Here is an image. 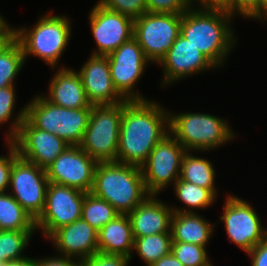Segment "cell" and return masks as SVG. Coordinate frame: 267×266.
I'll use <instances>...</instances> for the list:
<instances>
[{"label": "cell", "mask_w": 267, "mask_h": 266, "mask_svg": "<svg viewBox=\"0 0 267 266\" xmlns=\"http://www.w3.org/2000/svg\"><path fill=\"white\" fill-rule=\"evenodd\" d=\"M49 11L40 15L33 27H13L14 38L20 43L25 62L29 56L43 60L51 68H59V61L71 40V19Z\"/></svg>", "instance_id": "4"}, {"label": "cell", "mask_w": 267, "mask_h": 266, "mask_svg": "<svg viewBox=\"0 0 267 266\" xmlns=\"http://www.w3.org/2000/svg\"><path fill=\"white\" fill-rule=\"evenodd\" d=\"M229 0H193L194 5L222 8ZM196 3V4H195Z\"/></svg>", "instance_id": "42"}, {"label": "cell", "mask_w": 267, "mask_h": 266, "mask_svg": "<svg viewBox=\"0 0 267 266\" xmlns=\"http://www.w3.org/2000/svg\"><path fill=\"white\" fill-rule=\"evenodd\" d=\"M98 251L104 254L123 255L132 259L134 237L127 214H119L97 233Z\"/></svg>", "instance_id": "22"}, {"label": "cell", "mask_w": 267, "mask_h": 266, "mask_svg": "<svg viewBox=\"0 0 267 266\" xmlns=\"http://www.w3.org/2000/svg\"><path fill=\"white\" fill-rule=\"evenodd\" d=\"M35 232L37 230H0V264L26 258L23 253Z\"/></svg>", "instance_id": "30"}, {"label": "cell", "mask_w": 267, "mask_h": 266, "mask_svg": "<svg viewBox=\"0 0 267 266\" xmlns=\"http://www.w3.org/2000/svg\"><path fill=\"white\" fill-rule=\"evenodd\" d=\"M245 254L251 258V266H267V238Z\"/></svg>", "instance_id": "39"}, {"label": "cell", "mask_w": 267, "mask_h": 266, "mask_svg": "<svg viewBox=\"0 0 267 266\" xmlns=\"http://www.w3.org/2000/svg\"><path fill=\"white\" fill-rule=\"evenodd\" d=\"M121 117L122 103L92 105L81 149L97 162H117Z\"/></svg>", "instance_id": "7"}, {"label": "cell", "mask_w": 267, "mask_h": 266, "mask_svg": "<svg viewBox=\"0 0 267 266\" xmlns=\"http://www.w3.org/2000/svg\"><path fill=\"white\" fill-rule=\"evenodd\" d=\"M150 266H184L172 253L162 257Z\"/></svg>", "instance_id": "40"}, {"label": "cell", "mask_w": 267, "mask_h": 266, "mask_svg": "<svg viewBox=\"0 0 267 266\" xmlns=\"http://www.w3.org/2000/svg\"><path fill=\"white\" fill-rule=\"evenodd\" d=\"M229 124L226 119L205 112L174 113L169 110V132L186 151L202 154L238 138Z\"/></svg>", "instance_id": "5"}, {"label": "cell", "mask_w": 267, "mask_h": 266, "mask_svg": "<svg viewBox=\"0 0 267 266\" xmlns=\"http://www.w3.org/2000/svg\"><path fill=\"white\" fill-rule=\"evenodd\" d=\"M182 14L144 13L134 19L133 37L151 64H158L181 32Z\"/></svg>", "instance_id": "8"}, {"label": "cell", "mask_w": 267, "mask_h": 266, "mask_svg": "<svg viewBox=\"0 0 267 266\" xmlns=\"http://www.w3.org/2000/svg\"><path fill=\"white\" fill-rule=\"evenodd\" d=\"M107 58L113 85L118 93L127 101L147 100L135 87L151 62L145 57L137 40L132 37Z\"/></svg>", "instance_id": "12"}, {"label": "cell", "mask_w": 267, "mask_h": 266, "mask_svg": "<svg viewBox=\"0 0 267 266\" xmlns=\"http://www.w3.org/2000/svg\"><path fill=\"white\" fill-rule=\"evenodd\" d=\"M267 21V0H259V22Z\"/></svg>", "instance_id": "44"}, {"label": "cell", "mask_w": 267, "mask_h": 266, "mask_svg": "<svg viewBox=\"0 0 267 266\" xmlns=\"http://www.w3.org/2000/svg\"><path fill=\"white\" fill-rule=\"evenodd\" d=\"M11 142L21 158L45 170L70 146L57 135L34 127L26 118Z\"/></svg>", "instance_id": "17"}, {"label": "cell", "mask_w": 267, "mask_h": 266, "mask_svg": "<svg viewBox=\"0 0 267 266\" xmlns=\"http://www.w3.org/2000/svg\"><path fill=\"white\" fill-rule=\"evenodd\" d=\"M26 105V119L36 128L53 133L70 145H80L91 108L67 109L52 104L41 94Z\"/></svg>", "instance_id": "6"}, {"label": "cell", "mask_w": 267, "mask_h": 266, "mask_svg": "<svg viewBox=\"0 0 267 266\" xmlns=\"http://www.w3.org/2000/svg\"><path fill=\"white\" fill-rule=\"evenodd\" d=\"M207 247L186 242H172L171 253L184 266H213Z\"/></svg>", "instance_id": "32"}, {"label": "cell", "mask_w": 267, "mask_h": 266, "mask_svg": "<svg viewBox=\"0 0 267 266\" xmlns=\"http://www.w3.org/2000/svg\"><path fill=\"white\" fill-rule=\"evenodd\" d=\"M90 31L96 43L93 55L108 56L133 37L134 19L109 10L98 2L88 14Z\"/></svg>", "instance_id": "14"}, {"label": "cell", "mask_w": 267, "mask_h": 266, "mask_svg": "<svg viewBox=\"0 0 267 266\" xmlns=\"http://www.w3.org/2000/svg\"><path fill=\"white\" fill-rule=\"evenodd\" d=\"M222 8L233 17L259 21V0H229Z\"/></svg>", "instance_id": "34"}, {"label": "cell", "mask_w": 267, "mask_h": 266, "mask_svg": "<svg viewBox=\"0 0 267 266\" xmlns=\"http://www.w3.org/2000/svg\"><path fill=\"white\" fill-rule=\"evenodd\" d=\"M48 184L45 169L20 156L14 160L8 192L34 220L43 212Z\"/></svg>", "instance_id": "13"}, {"label": "cell", "mask_w": 267, "mask_h": 266, "mask_svg": "<svg viewBox=\"0 0 267 266\" xmlns=\"http://www.w3.org/2000/svg\"><path fill=\"white\" fill-rule=\"evenodd\" d=\"M103 7L136 19L147 12L145 0H98Z\"/></svg>", "instance_id": "33"}, {"label": "cell", "mask_w": 267, "mask_h": 266, "mask_svg": "<svg viewBox=\"0 0 267 266\" xmlns=\"http://www.w3.org/2000/svg\"><path fill=\"white\" fill-rule=\"evenodd\" d=\"M157 197L158 195L148 196L127 214L134 238L171 232L173 210L171 205Z\"/></svg>", "instance_id": "21"}, {"label": "cell", "mask_w": 267, "mask_h": 266, "mask_svg": "<svg viewBox=\"0 0 267 266\" xmlns=\"http://www.w3.org/2000/svg\"><path fill=\"white\" fill-rule=\"evenodd\" d=\"M90 192L111 204L119 214H129L150 196L141 167L119 162H98Z\"/></svg>", "instance_id": "3"}, {"label": "cell", "mask_w": 267, "mask_h": 266, "mask_svg": "<svg viewBox=\"0 0 267 266\" xmlns=\"http://www.w3.org/2000/svg\"><path fill=\"white\" fill-rule=\"evenodd\" d=\"M77 72L91 105H113L126 101L113 85L107 56L90 54Z\"/></svg>", "instance_id": "18"}, {"label": "cell", "mask_w": 267, "mask_h": 266, "mask_svg": "<svg viewBox=\"0 0 267 266\" xmlns=\"http://www.w3.org/2000/svg\"><path fill=\"white\" fill-rule=\"evenodd\" d=\"M194 151H186L182 157L179 179L205 189H217L216 171L207 158L198 157Z\"/></svg>", "instance_id": "25"}, {"label": "cell", "mask_w": 267, "mask_h": 266, "mask_svg": "<svg viewBox=\"0 0 267 266\" xmlns=\"http://www.w3.org/2000/svg\"><path fill=\"white\" fill-rule=\"evenodd\" d=\"M118 215L119 213L107 201L91 192H85L81 219L89 223L94 229L99 231Z\"/></svg>", "instance_id": "31"}, {"label": "cell", "mask_w": 267, "mask_h": 266, "mask_svg": "<svg viewBox=\"0 0 267 266\" xmlns=\"http://www.w3.org/2000/svg\"><path fill=\"white\" fill-rule=\"evenodd\" d=\"M154 99L122 102L117 162L141 166L169 134V110Z\"/></svg>", "instance_id": "1"}, {"label": "cell", "mask_w": 267, "mask_h": 266, "mask_svg": "<svg viewBox=\"0 0 267 266\" xmlns=\"http://www.w3.org/2000/svg\"><path fill=\"white\" fill-rule=\"evenodd\" d=\"M16 84L5 86L0 88V126L8 123V130L6 132V142H11L18 134L20 125L23 123L26 118V105L20 108L18 114L14 113L16 109L17 97H16ZM16 102V103H15ZM15 116L12 118V116Z\"/></svg>", "instance_id": "28"}, {"label": "cell", "mask_w": 267, "mask_h": 266, "mask_svg": "<svg viewBox=\"0 0 267 266\" xmlns=\"http://www.w3.org/2000/svg\"><path fill=\"white\" fill-rule=\"evenodd\" d=\"M25 58L20 43L13 38L0 51V88L14 85V81L25 66Z\"/></svg>", "instance_id": "29"}, {"label": "cell", "mask_w": 267, "mask_h": 266, "mask_svg": "<svg viewBox=\"0 0 267 266\" xmlns=\"http://www.w3.org/2000/svg\"><path fill=\"white\" fill-rule=\"evenodd\" d=\"M85 192L49 182L43 212L35 220L36 230L45 239L57 229L81 219Z\"/></svg>", "instance_id": "11"}, {"label": "cell", "mask_w": 267, "mask_h": 266, "mask_svg": "<svg viewBox=\"0 0 267 266\" xmlns=\"http://www.w3.org/2000/svg\"><path fill=\"white\" fill-rule=\"evenodd\" d=\"M0 230H36L35 220L9 192L0 193Z\"/></svg>", "instance_id": "26"}, {"label": "cell", "mask_w": 267, "mask_h": 266, "mask_svg": "<svg viewBox=\"0 0 267 266\" xmlns=\"http://www.w3.org/2000/svg\"><path fill=\"white\" fill-rule=\"evenodd\" d=\"M233 19L223 8L193 4L182 14L180 34L219 69L237 44Z\"/></svg>", "instance_id": "2"}, {"label": "cell", "mask_w": 267, "mask_h": 266, "mask_svg": "<svg viewBox=\"0 0 267 266\" xmlns=\"http://www.w3.org/2000/svg\"><path fill=\"white\" fill-rule=\"evenodd\" d=\"M34 266H80L77 259L57 254L56 256H45V258H33Z\"/></svg>", "instance_id": "38"}, {"label": "cell", "mask_w": 267, "mask_h": 266, "mask_svg": "<svg viewBox=\"0 0 267 266\" xmlns=\"http://www.w3.org/2000/svg\"><path fill=\"white\" fill-rule=\"evenodd\" d=\"M186 149L169 133L159 141L140 166L147 192L158 195L172 186L180 175ZM172 184V185H171Z\"/></svg>", "instance_id": "10"}, {"label": "cell", "mask_w": 267, "mask_h": 266, "mask_svg": "<svg viewBox=\"0 0 267 266\" xmlns=\"http://www.w3.org/2000/svg\"><path fill=\"white\" fill-rule=\"evenodd\" d=\"M51 70L54 74L48 84V94L41 93L47 101L67 109L92 108L77 70L66 66Z\"/></svg>", "instance_id": "20"}, {"label": "cell", "mask_w": 267, "mask_h": 266, "mask_svg": "<svg viewBox=\"0 0 267 266\" xmlns=\"http://www.w3.org/2000/svg\"><path fill=\"white\" fill-rule=\"evenodd\" d=\"M148 13L183 14L194 3L193 0H145Z\"/></svg>", "instance_id": "35"}, {"label": "cell", "mask_w": 267, "mask_h": 266, "mask_svg": "<svg viewBox=\"0 0 267 266\" xmlns=\"http://www.w3.org/2000/svg\"><path fill=\"white\" fill-rule=\"evenodd\" d=\"M162 67L161 87L173 85L188 76L214 70L217 67L194 47L183 35H179L166 55L157 64Z\"/></svg>", "instance_id": "16"}, {"label": "cell", "mask_w": 267, "mask_h": 266, "mask_svg": "<svg viewBox=\"0 0 267 266\" xmlns=\"http://www.w3.org/2000/svg\"><path fill=\"white\" fill-rule=\"evenodd\" d=\"M0 13V38H14V29Z\"/></svg>", "instance_id": "41"}, {"label": "cell", "mask_w": 267, "mask_h": 266, "mask_svg": "<svg viewBox=\"0 0 267 266\" xmlns=\"http://www.w3.org/2000/svg\"><path fill=\"white\" fill-rule=\"evenodd\" d=\"M224 203L219 220L224 223L231 243L247 253L267 238V228L263 226L252 204L231 193L225 196Z\"/></svg>", "instance_id": "9"}, {"label": "cell", "mask_w": 267, "mask_h": 266, "mask_svg": "<svg viewBox=\"0 0 267 266\" xmlns=\"http://www.w3.org/2000/svg\"><path fill=\"white\" fill-rule=\"evenodd\" d=\"M98 162L79 145L67 147L46 169L49 182L90 192Z\"/></svg>", "instance_id": "15"}, {"label": "cell", "mask_w": 267, "mask_h": 266, "mask_svg": "<svg viewBox=\"0 0 267 266\" xmlns=\"http://www.w3.org/2000/svg\"><path fill=\"white\" fill-rule=\"evenodd\" d=\"M7 154L0 155V193L8 192L10 172L14 160L19 156L17 148L12 142H6Z\"/></svg>", "instance_id": "36"}, {"label": "cell", "mask_w": 267, "mask_h": 266, "mask_svg": "<svg viewBox=\"0 0 267 266\" xmlns=\"http://www.w3.org/2000/svg\"><path fill=\"white\" fill-rule=\"evenodd\" d=\"M171 232L134 238L133 253L136 252L145 266H150L157 260L171 253Z\"/></svg>", "instance_id": "27"}, {"label": "cell", "mask_w": 267, "mask_h": 266, "mask_svg": "<svg viewBox=\"0 0 267 266\" xmlns=\"http://www.w3.org/2000/svg\"><path fill=\"white\" fill-rule=\"evenodd\" d=\"M13 38H0V51L12 40Z\"/></svg>", "instance_id": "45"}, {"label": "cell", "mask_w": 267, "mask_h": 266, "mask_svg": "<svg viewBox=\"0 0 267 266\" xmlns=\"http://www.w3.org/2000/svg\"><path fill=\"white\" fill-rule=\"evenodd\" d=\"M174 194L186 206L171 207L173 212L197 213V210L208 209L218 197V189H205L193 183L178 179L173 185Z\"/></svg>", "instance_id": "24"}, {"label": "cell", "mask_w": 267, "mask_h": 266, "mask_svg": "<svg viewBox=\"0 0 267 266\" xmlns=\"http://www.w3.org/2000/svg\"><path fill=\"white\" fill-rule=\"evenodd\" d=\"M217 223H210L199 213L173 212L171 218L172 242H186L206 247L212 239Z\"/></svg>", "instance_id": "23"}, {"label": "cell", "mask_w": 267, "mask_h": 266, "mask_svg": "<svg viewBox=\"0 0 267 266\" xmlns=\"http://www.w3.org/2000/svg\"><path fill=\"white\" fill-rule=\"evenodd\" d=\"M130 262L131 258L123 255L97 252L87 259L80 261V266H128Z\"/></svg>", "instance_id": "37"}, {"label": "cell", "mask_w": 267, "mask_h": 266, "mask_svg": "<svg viewBox=\"0 0 267 266\" xmlns=\"http://www.w3.org/2000/svg\"><path fill=\"white\" fill-rule=\"evenodd\" d=\"M0 266H34L33 257L29 256L20 260L10 261L7 263H3Z\"/></svg>", "instance_id": "43"}, {"label": "cell", "mask_w": 267, "mask_h": 266, "mask_svg": "<svg viewBox=\"0 0 267 266\" xmlns=\"http://www.w3.org/2000/svg\"><path fill=\"white\" fill-rule=\"evenodd\" d=\"M97 233L89 223L79 219L57 229L48 239L59 255L80 262L99 252Z\"/></svg>", "instance_id": "19"}]
</instances>
